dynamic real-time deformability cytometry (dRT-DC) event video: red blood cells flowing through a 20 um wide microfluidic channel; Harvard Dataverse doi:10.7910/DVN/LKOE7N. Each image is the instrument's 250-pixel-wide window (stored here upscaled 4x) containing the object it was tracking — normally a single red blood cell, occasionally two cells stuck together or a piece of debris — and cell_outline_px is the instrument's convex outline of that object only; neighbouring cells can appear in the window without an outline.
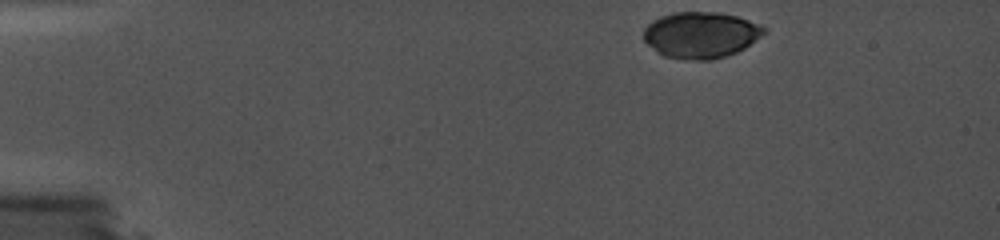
{"species": "common noctule bat (a hibernating species)", "species_latin": "Nyctalus noctula", "temperature_condition": "cold", "stored_images_in_passage": 18, "camera_frame_rate_fps": 5000, "um_per_image_px": 0.085, "animal": {"sex": "female", "body_mass_g": 19.0, "forearm_length_mm": 56.7}, "frame": {"image": 1, "passage_image": 1, "time_ms": 0.0, "image_size_px": [1000, 240], "cell_outline_px": [[768, 28], [760, 36], [744, 48], [736, 52], [712, 60], [692, 60], [664, 56], [656, 52], [644, 40], [644, 28], [652, 20], [660, 16], [672, 12], [720, 12], [736, 16], [760, 24]], "centroid_in_image_um": [59.55, 2.96], "position_along_channel_um": 25.5, "area_um2": 32.43}}